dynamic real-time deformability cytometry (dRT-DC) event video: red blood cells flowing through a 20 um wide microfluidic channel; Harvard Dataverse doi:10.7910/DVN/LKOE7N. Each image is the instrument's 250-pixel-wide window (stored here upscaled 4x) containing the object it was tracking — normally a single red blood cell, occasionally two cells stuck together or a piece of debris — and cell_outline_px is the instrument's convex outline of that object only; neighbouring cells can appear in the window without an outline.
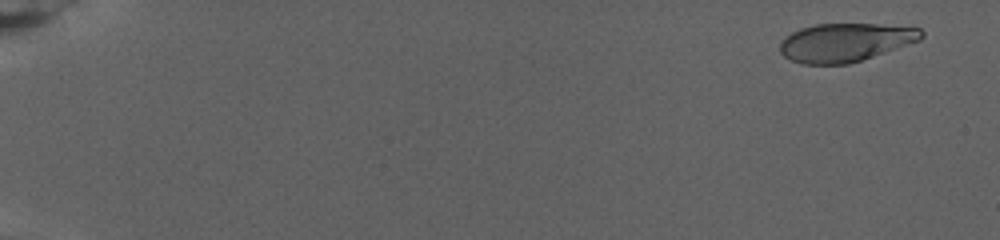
{"species": "human", "species_latin": "Homo sapiens", "temperature_condition": "warm", "stored_images_in_passage": 84, "camera_frame_rate_fps": 3000, "um_per_image_px": 0.085, "donor": {"sex": "female"}, "frame": {"image": 1, "passage_image": 5, "time_ms": 1.333, "image_size_px": [1000, 240], "cell_outline_px": [[924, 36], [920, 40], [848, 64], [804, 64], [792, 60], [784, 56], [780, 52], [780, 44], [792, 32], [800, 28], [816, 24], [876, 24], [920, 28], [924, 32]], "centroid_in_image_um": [71.85, 3.59], "position_along_channel_um": 13.2, "area_um2": 31.21}}
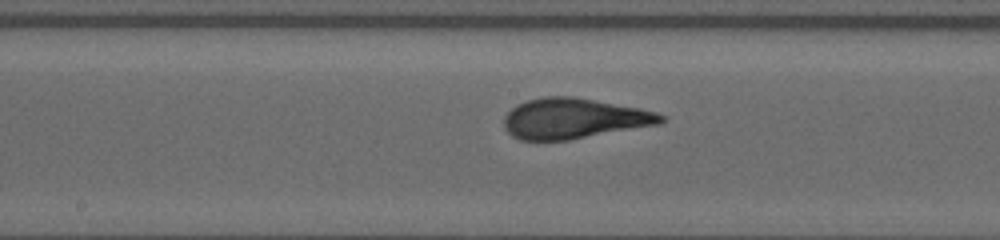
{"frame": {"image": 2, "passage_image": 48, "time_ms": 15.667, "image_size_px": [1000, 240], "cell_outline_px": [[664, 120], [660, 124], [568, 140], [520, 140], [512, 136], [504, 128], [504, 116], [516, 104], [528, 100], [544, 96], [572, 96], [640, 108], [656, 112], [664, 116]], "centroid_in_image_um": [48.75, 10.07], "position_along_channel_um": 199.4, "area_um2": 36.88}}
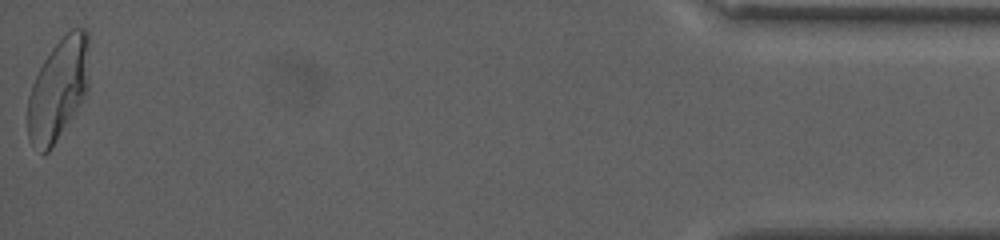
{"frame": {"image": 3, "passage_image": 84, "time_ms": 27.667, "image_size_px": [1000, 240], "cell_outline_px": [[88, 88], [84, 96], [48, 152], [40, 152], [28, 136], [28, 96], [32, 84], [44, 60], [52, 48], [72, 28], [84, 28], [88, 32]], "centroid_in_image_um": [4.95, 7.54], "position_along_channel_um": 430.2, "area_um2": 35.43}, "authors_computed_cell_mechanics": {"area_um2": 35.2869, "velocity_mm_per_s": 2.5853, "shape_relaxation_time_tau1_ms": 10.7505, "shape_relaxation_time_tau2_ms": null, "deformation_change_tau1": 0.3079, "deformation_change_tau2": null}}